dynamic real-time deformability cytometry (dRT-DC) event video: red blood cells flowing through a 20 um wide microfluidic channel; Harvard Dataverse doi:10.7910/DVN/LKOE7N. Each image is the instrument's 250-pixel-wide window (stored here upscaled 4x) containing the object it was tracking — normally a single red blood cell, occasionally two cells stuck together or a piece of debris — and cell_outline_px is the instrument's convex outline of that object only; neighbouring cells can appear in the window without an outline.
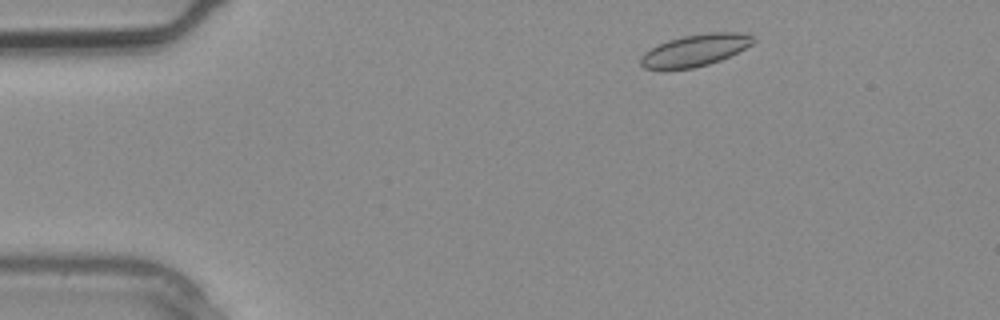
{"species": "common noctule bat (a hibernating species)", "species_latin": "Nyctalus noctula", "temperature_condition": "warm", "stored_images_in_passage": 2, "camera_frame_rate_fps": 3000, "um_per_image_px": 0.085, "animal": {"sex": "male", "body_mass_g": 20.4}, "frame": {"image": 1, "passage_image": 1, "time_ms": 0.0, "image_size_px": [1000, 320], "cell_outline_px": [[756, 40], [752, 44], [720, 60], [708, 64], [692, 68], [664, 72], [644, 68], [640, 64], [640, 56], [644, 52], [668, 40], [684, 36], [708, 32], [736, 32], [752, 36]], "centroid_in_image_um": [59.0, 4.31], "position_along_channel_um": 26.0, "area_um2": 21.1}}